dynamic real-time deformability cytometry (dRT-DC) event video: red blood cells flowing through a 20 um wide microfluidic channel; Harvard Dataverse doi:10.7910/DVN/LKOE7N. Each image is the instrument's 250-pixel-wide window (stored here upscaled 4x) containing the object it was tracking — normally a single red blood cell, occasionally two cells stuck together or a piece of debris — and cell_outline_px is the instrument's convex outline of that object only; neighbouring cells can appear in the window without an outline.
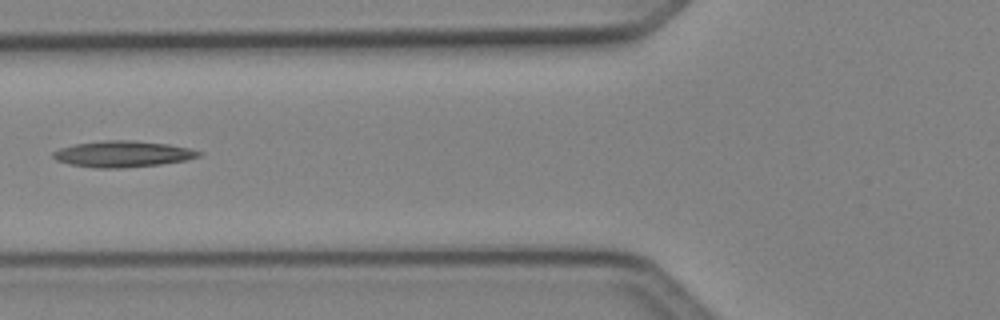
{"species": "Egyptian fruit bat (a non-hibernating species)", "species_latin": "Rousettus aegyptiacus", "temperature_condition": "cold", "stored_images_in_passage": 6, "camera_frame_rate_fps": 3000, "um_per_image_px": 0.085, "animal": {"sex": "female"}, "frame": {"image": 1, "passage_image": 6, "time_ms": 1.667, "image_size_px": [1000, 320], "cell_outline_px": [[204, 152], [200, 156], [184, 160], [160, 164], [120, 168], [96, 168], [68, 164], [56, 160], [52, 156], [52, 152], [60, 148], [76, 144], [104, 140], [132, 140], [168, 144], [188, 148]], "centroid_in_image_um": [10.41, 13.09], "position_along_channel_um": 115.4, "area_um2": 22.14}}